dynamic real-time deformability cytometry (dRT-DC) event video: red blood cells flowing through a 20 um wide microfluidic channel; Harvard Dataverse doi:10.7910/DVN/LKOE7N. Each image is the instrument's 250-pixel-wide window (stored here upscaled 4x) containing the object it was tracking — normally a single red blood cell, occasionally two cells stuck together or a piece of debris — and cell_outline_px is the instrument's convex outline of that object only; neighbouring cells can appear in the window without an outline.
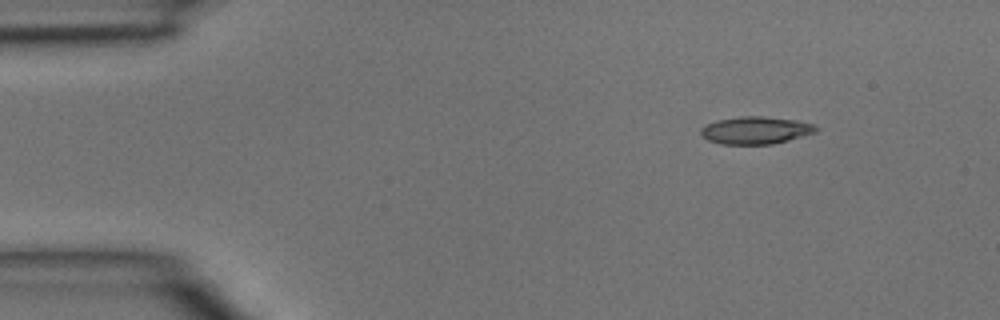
{"species": "common noctule bat (a hibernating species)", "species_latin": "Nyctalus noctula", "temperature_condition": "room temperature", "stored_images_in_passage": 4, "camera_frame_rate_fps": 3000, "um_per_image_px": 0.085, "animal": {"sex": "male", "body_mass_g": 15.6}, "frame": {"image": 1, "passage_image": 1, "time_ms": 0.0, "image_size_px": [1000, 320], "cell_outline_px": [[820, 128], [816, 132], [788, 140], [772, 144], [720, 144], [708, 140], [700, 136], [700, 128], [704, 124], [716, 120], [740, 116], [760, 116], [796, 120], [812, 124]], "centroid_in_image_um": [64.17, 11.07], "position_along_channel_um": 20.8, "area_um2": 18.55}}